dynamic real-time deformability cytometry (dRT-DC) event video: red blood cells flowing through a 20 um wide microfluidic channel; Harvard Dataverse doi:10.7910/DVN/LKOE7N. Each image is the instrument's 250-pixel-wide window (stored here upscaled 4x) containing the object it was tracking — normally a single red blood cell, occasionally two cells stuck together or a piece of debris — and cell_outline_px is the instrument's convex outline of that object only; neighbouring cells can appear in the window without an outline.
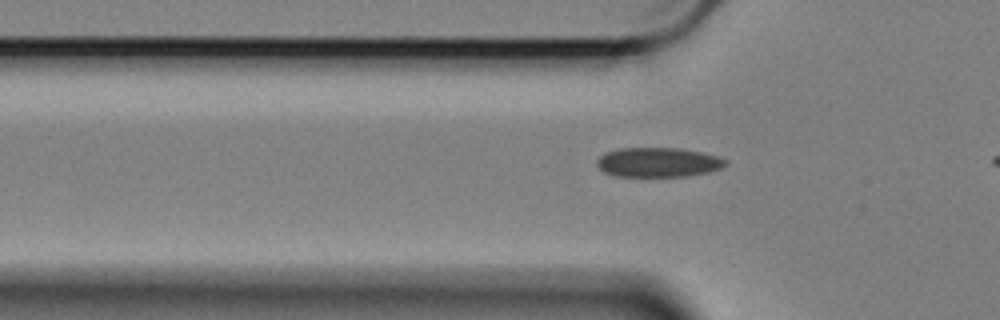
{"species": "Egyptian fruit bat (a non-hibernating species)", "species_latin": "Rousettus aegyptiacus", "temperature_condition": "cold", "stored_images_in_passage": 41, "camera_frame_rate_fps": 3000, "um_per_image_px": 0.085, "animal": {"sex": "female"}, "frame": {"image": 1, "passage_image": 8, "time_ms": 2.333, "image_size_px": [1000, 320], "cell_outline_px": [[728, 164], [720, 168], [708, 172], [684, 176], [616, 176], [604, 172], [596, 164], [596, 160], [600, 156], [608, 152], [620, 148], [676, 148], [700, 152], [720, 156], [728, 160]], "centroid_in_image_um": [55.96, 13.79], "position_along_channel_um": 69.8, "area_um2": 22.02}}
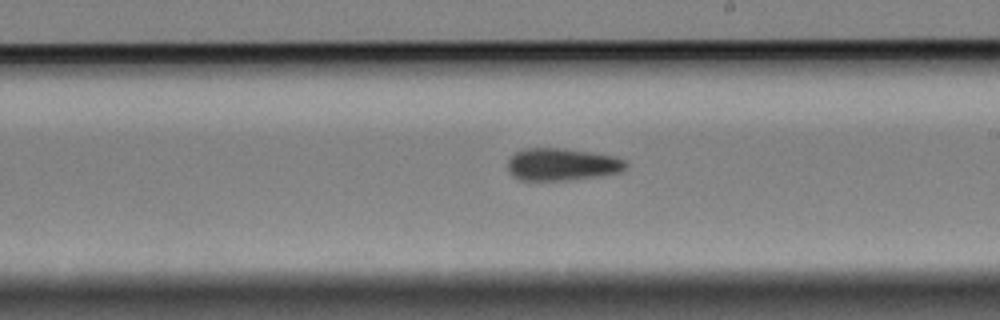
{"frame": {"image": 2, "passage_image": 23, "time_ms": 7.333, "image_size_px": [1000, 320], "cell_outline_px": [[628, 164], [620, 172], [600, 176], [568, 180], [520, 180], [512, 176], [508, 172], [508, 160], [516, 152], [524, 148], [560, 148], [616, 156], [624, 160]], "centroid_in_image_um": [47.75, 13.98], "position_along_channel_um": 241.3, "area_um2": 22.25}}
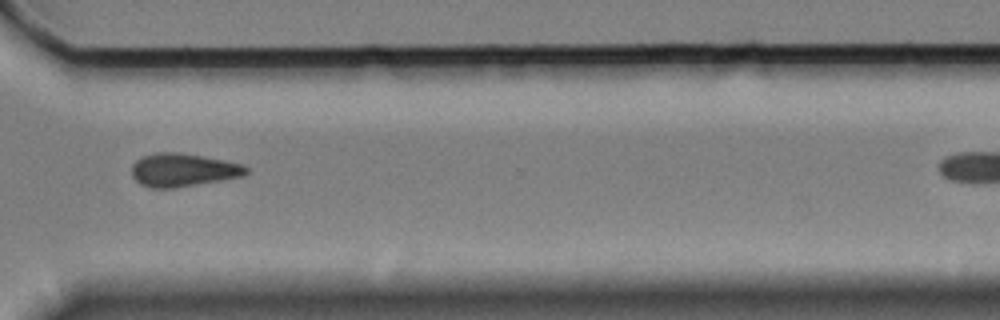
{"frame": {"image": 3, "passage_image": 33, "time_ms": 10.667, "image_size_px": [1000, 320], "cell_outline_px": [[248, 172], [244, 176], [176, 188], [152, 188], [140, 184], [132, 176], [132, 164], [140, 156], [156, 152], [180, 152], [224, 160], [240, 164], [248, 168]], "centroid_in_image_um": [15.52, 14.44], "position_along_channel_um": 355.1, "area_um2": 22.25}, "authors_computed_cell_mechanics": {"area_um2": 22.1374, "velocity_mm_per_s": 3.406, "shape_relaxation_time_tau1_ms": 8.3115, "shape_relaxation_time_tau2_ms": null, "deformation_change_tau1": 0.1055, "deformation_change_tau2": null}}